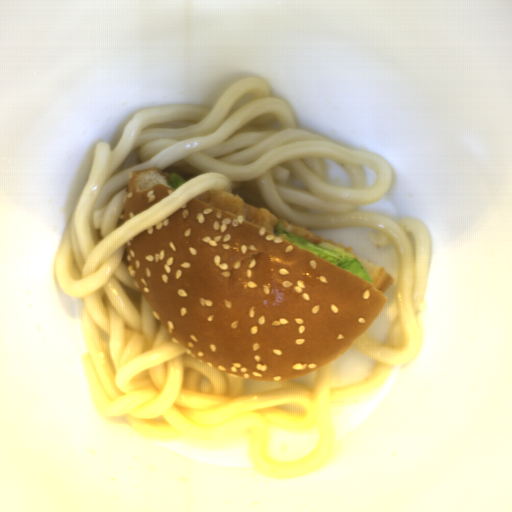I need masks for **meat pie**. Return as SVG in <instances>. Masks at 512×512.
<instances>
[{
  "label": "meat pie",
  "mask_w": 512,
  "mask_h": 512,
  "mask_svg": "<svg viewBox=\"0 0 512 512\" xmlns=\"http://www.w3.org/2000/svg\"><path fill=\"white\" fill-rule=\"evenodd\" d=\"M282 226H283L284 230L291 232L301 238H304V239L312 242L315 245L321 244V243H334L338 246H341V247L349 250L351 253H353L352 246H344V245L337 243L331 239L313 235L309 232V229H306L304 227H301V226H298V225H295V224H292V223H289V222H286L283 220H282Z\"/></svg>",
  "instance_id": "obj_2"
},
{
  "label": "meat pie",
  "mask_w": 512,
  "mask_h": 512,
  "mask_svg": "<svg viewBox=\"0 0 512 512\" xmlns=\"http://www.w3.org/2000/svg\"><path fill=\"white\" fill-rule=\"evenodd\" d=\"M207 205L265 228L275 233L280 219L271 214L265 207L257 208L245 202L238 194L231 191H213L197 197Z\"/></svg>",
  "instance_id": "obj_1"
}]
</instances>
